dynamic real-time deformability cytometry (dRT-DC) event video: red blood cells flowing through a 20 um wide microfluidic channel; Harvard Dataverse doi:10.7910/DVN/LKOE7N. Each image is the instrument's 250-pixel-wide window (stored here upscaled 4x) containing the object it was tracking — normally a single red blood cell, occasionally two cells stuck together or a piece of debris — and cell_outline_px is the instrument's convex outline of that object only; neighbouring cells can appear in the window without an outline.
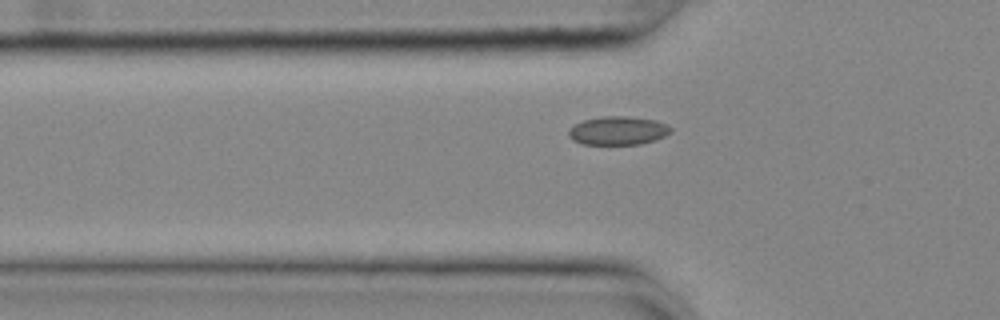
{"species": "common noctule bat (a hibernating species)", "species_latin": "Nyctalus noctula", "temperature_condition": "cold", "stored_images_in_passage": 35, "camera_frame_rate_fps": 3000, "um_per_image_px": 0.085, "animal": {"sex": "female", "body_mass_g": 25.1}, "frame": {"image": 1, "passage_image": 4, "time_ms": 1.0, "image_size_px": [1000, 320], "cell_outline_px": [[672, 132], [656, 140], [640, 144], [580, 144], [572, 140], [568, 136], [568, 128], [584, 120], [604, 116], [628, 116], [656, 120], [668, 124], [672, 128]], "centroid_in_image_um": [52.54, 11.1], "position_along_channel_um": 73.3, "area_um2": 17.17}}
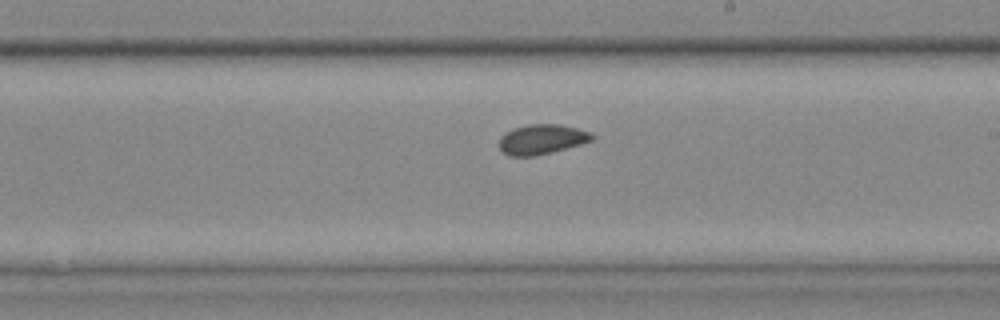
{"frame": {"image": 2, "passage_image": 18, "time_ms": 5.667, "image_size_px": [1000, 320], "cell_outline_px": [[596, 136], [592, 140], [580, 144], [552, 152], [536, 156], [508, 156], [500, 148], [500, 136], [504, 132], [512, 128], [528, 124], [560, 124], [576, 128], [588, 132]], "centroid_in_image_um": [46.02, 11.83], "position_along_channel_um": 243.0, "area_um2": 16.18}}
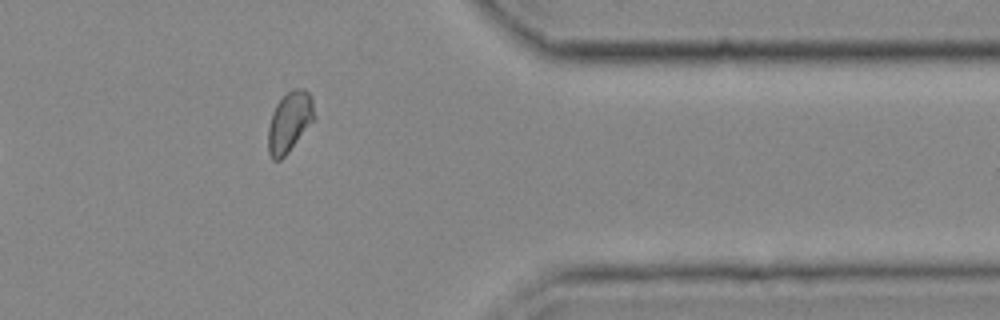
{"frame": {"image": 3, "passage_image": 31, "time_ms": 10.0, "image_size_px": [1000, 320], "cell_outline_px": [[316, 120], [288, 152], [280, 160], [272, 160], [268, 152], [268, 128], [272, 112], [276, 104], [292, 88], [304, 88], [308, 92], [312, 100], [316, 116]], "centroid_in_image_um": [24.63, 10.37], "position_along_channel_um": 386.8, "area_um2": 16.47}, "authors_computed_cell_mechanics": {"area_um2": 16.184, "velocity_mm_per_s": 3.641, "shape_relaxation_time_tau1_ms": null, "shape_relaxation_time_tau2_ms": 1.2436, "deformation_change_tau1": null, "deformation_change_tau2": 0.0528}}